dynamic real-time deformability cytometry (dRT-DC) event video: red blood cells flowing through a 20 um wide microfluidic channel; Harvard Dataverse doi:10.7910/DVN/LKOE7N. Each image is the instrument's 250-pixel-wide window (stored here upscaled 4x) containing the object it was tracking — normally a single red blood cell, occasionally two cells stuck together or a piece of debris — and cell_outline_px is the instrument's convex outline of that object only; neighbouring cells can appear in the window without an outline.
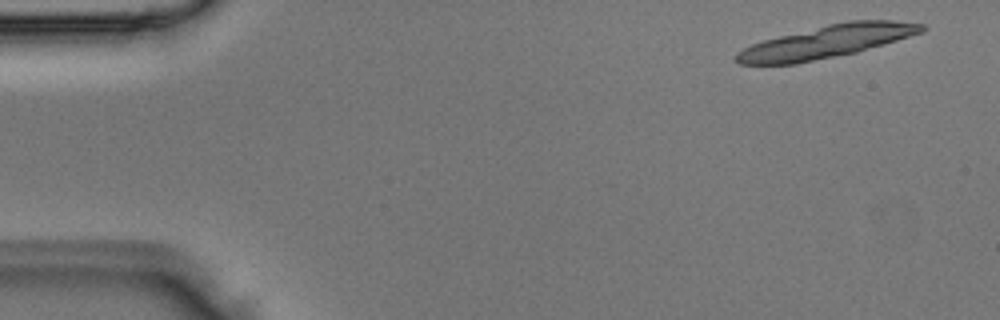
{"species": "Egyptian fruit bat (a non-hibernating species)", "species_latin": "Rousettus aegyptiacus", "temperature_condition": "room temperature", "stored_images_in_passage": 4, "segment_of_instrument_passage": [1, 2], "camera_frame_rate_fps": 3000, "um_per_image_px": 0.085, "animal": {"sex": "male"}, "frame": {"image": 1, "passage_image": 1, "time_ms": 0.0, "image_size_px": [1000, 320], "cell_outline_px": [[928, 28], [924, 32], [856, 52], [796, 64], [740, 64], [736, 60], [736, 52], [752, 44], [764, 40], [828, 24], [848, 20], [892, 20], [924, 24]], "centroid_in_image_um": [70.31, 3.53], "position_along_channel_um": 14.7, "area_um2": 34.97}}